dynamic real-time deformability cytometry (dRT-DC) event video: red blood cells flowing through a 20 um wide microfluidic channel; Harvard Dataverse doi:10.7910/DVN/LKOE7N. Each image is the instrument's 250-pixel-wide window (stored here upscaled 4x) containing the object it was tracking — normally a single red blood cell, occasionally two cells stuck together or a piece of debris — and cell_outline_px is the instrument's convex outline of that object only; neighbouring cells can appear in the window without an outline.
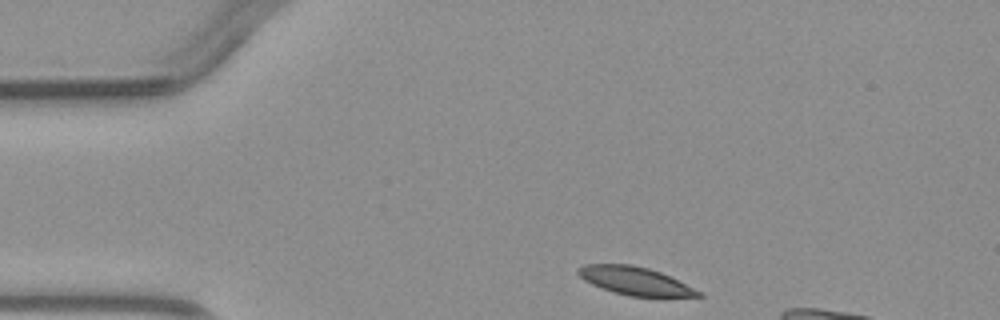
{"species": "common noctule bat (a hibernating species)", "species_latin": "Nyctalus noctula", "temperature_condition": "warm", "stored_images_in_passage": 3, "camera_frame_rate_fps": 3000, "um_per_image_px": 0.085, "animal": {"sex": "male", "body_mass_g": 23.1, "forearm_length_mm": 52.7}, "frame": {"image": 1, "passage_image": 1, "time_ms": 0.0, "image_size_px": [1000, 320], "cell_outline_px": [[704, 296], [628, 296], [592, 284], [584, 280], [576, 272], [576, 268], [584, 264], [628, 264], [648, 268], [660, 272], [704, 292]], "centroid_in_image_um": [53.98, 23.86], "position_along_channel_um": 31.0, "area_um2": 19.42}}